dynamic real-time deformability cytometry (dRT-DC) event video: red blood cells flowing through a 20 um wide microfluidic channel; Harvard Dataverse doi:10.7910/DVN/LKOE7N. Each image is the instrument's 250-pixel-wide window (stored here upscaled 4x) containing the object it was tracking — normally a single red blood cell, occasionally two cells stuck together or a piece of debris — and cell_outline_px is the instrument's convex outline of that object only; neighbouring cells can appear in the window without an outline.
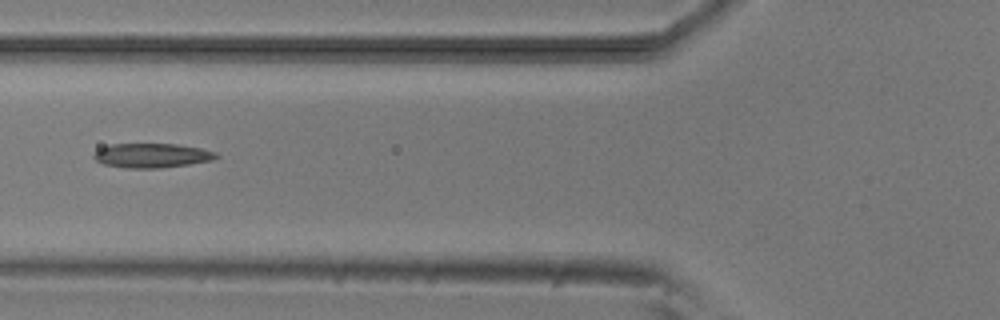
{"species": "common noctule bat (a hibernating species)", "species_latin": "Nyctalus noctula", "temperature_condition": "room temperature", "stored_images_in_passage": 6, "camera_frame_rate_fps": 3000, "um_per_image_px": 0.085, "animal": {"sex": "male", "body_mass_g": 20.5, "forearm_length_mm": 52.5}, "frame": {"image": 1, "passage_image": 6, "time_ms": 5.667, "image_size_px": [1000, 320], "cell_outline_px": [[220, 156], [212, 160], [188, 164], [160, 168], [128, 168], [104, 164], [96, 160], [92, 156], [100, 148], [112, 144], [176, 144], [200, 148], [216, 152]], "centroid_in_image_um": [12.92, 13.22], "position_along_channel_um": 112.9, "area_um2": 17.22}}